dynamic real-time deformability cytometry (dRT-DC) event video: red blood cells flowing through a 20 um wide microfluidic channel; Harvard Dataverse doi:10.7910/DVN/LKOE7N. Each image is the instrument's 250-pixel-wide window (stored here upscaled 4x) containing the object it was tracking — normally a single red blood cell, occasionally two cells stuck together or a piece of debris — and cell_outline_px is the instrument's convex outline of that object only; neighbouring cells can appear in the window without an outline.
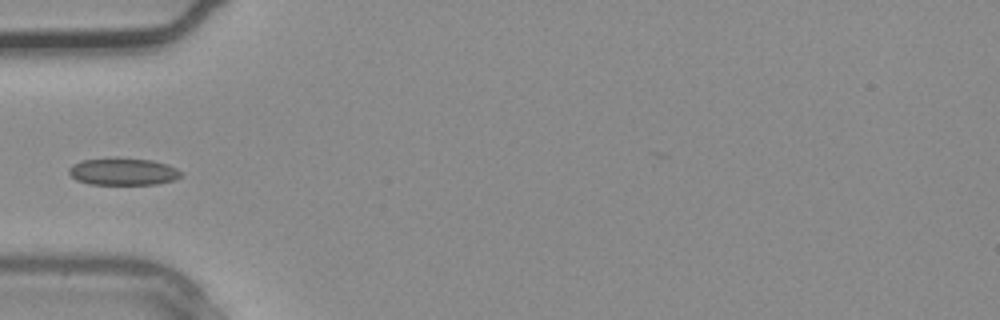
{"species": "common noctule bat (a hibernating species)", "species_latin": "Nyctalus noctula", "temperature_condition": "warm", "stored_images_in_passage": 4, "camera_frame_rate_fps": 3000, "um_per_image_px": 0.085, "animal": {"sex": "male", "body_mass_g": 20.4}, "frame": {"image": 1, "passage_image": 4, "time_ms": 1.0, "image_size_px": [1000, 320], "cell_outline_px": [[184, 176], [172, 180], [156, 184], [88, 184], [76, 180], [68, 172], [68, 168], [72, 164], [84, 160], [112, 156], [120, 156], [152, 160], [168, 164], [184, 172]], "centroid_in_image_um": [10.47, 14.55], "position_along_channel_um": 74.5, "area_um2": 18.32}}